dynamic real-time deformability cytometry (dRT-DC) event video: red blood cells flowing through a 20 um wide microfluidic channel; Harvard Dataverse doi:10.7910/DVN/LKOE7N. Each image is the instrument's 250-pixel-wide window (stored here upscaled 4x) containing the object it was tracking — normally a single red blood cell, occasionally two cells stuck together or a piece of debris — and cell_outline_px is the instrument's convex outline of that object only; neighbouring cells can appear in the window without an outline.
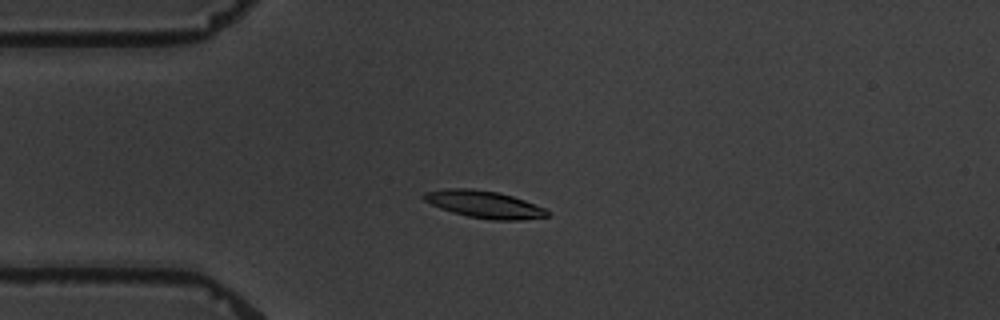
{"species": "common noctule bat (a hibernating species)", "species_latin": "Nyctalus noctula", "temperature_condition": "warm", "stored_images_in_passage": 9, "camera_frame_rate_fps": 3000, "um_per_image_px": 0.085, "animal": {"sex": "male", "body_mass_g": 19.5, "forearm_length_mm": 54.6}, "frame": {"image": 1, "passage_image": 4, "time_ms": 3.333, "image_size_px": [1000, 320], "cell_outline_px": [[548, 216], [520, 220], [492, 220], [468, 216], [452, 212], [440, 208], [424, 200], [420, 196], [424, 192], [444, 188], [472, 188], [496, 192], [512, 196], [524, 200], [544, 208], [548, 212]], "centroid_in_image_um": [41.1, 17.36], "position_along_channel_um": 43.9, "area_um2": 19.48}}
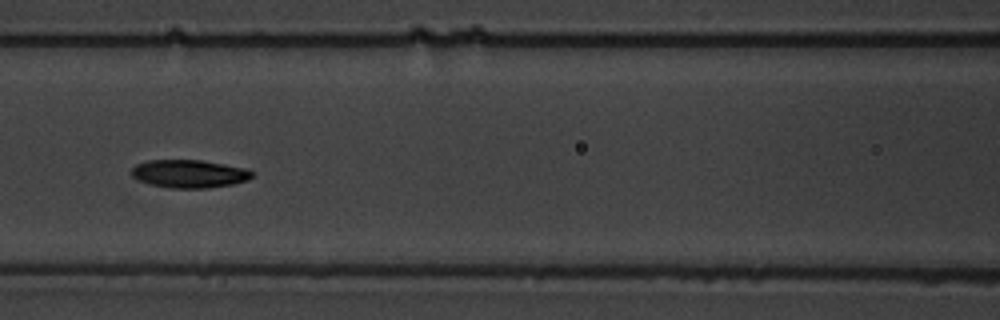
{"frame": {"image": 2, "passage_image": 7, "time_ms": 7.0, "image_size_px": [1000, 320], "cell_outline_px": [[256, 172], [248, 180], [232, 184], [208, 188], [172, 188], [152, 184], [140, 180], [132, 176], [132, 168], [136, 164], [148, 160], [200, 160], [248, 168]], "centroid_in_image_um": [16.14, 14.76], "position_along_channel_um": 150.5, "area_um2": 19.65}}
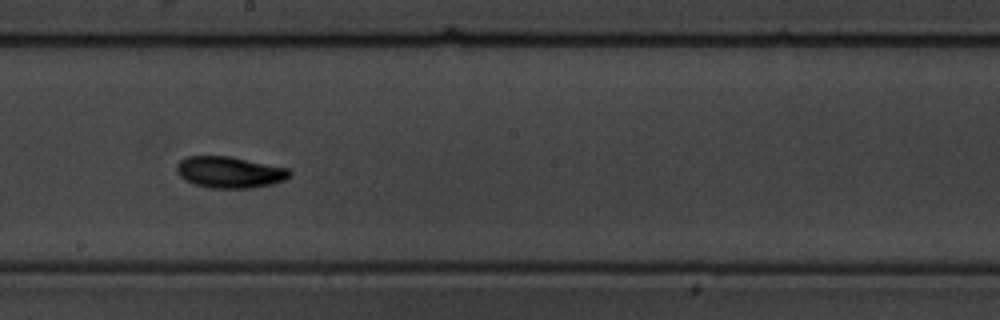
{"frame": {"image": 3, "passage_image": 9, "time_ms": 9.333, "image_size_px": [1000, 320], "cell_outline_px": [[292, 172], [284, 180], [272, 184], [252, 188], [212, 188], [196, 184], [184, 180], [176, 172], [176, 164], [180, 160], [188, 156], [232, 156], [288, 168]], "centroid_in_image_um": [19.5, 14.63], "position_along_channel_um": 228.7, "area_um2": 20.75}}